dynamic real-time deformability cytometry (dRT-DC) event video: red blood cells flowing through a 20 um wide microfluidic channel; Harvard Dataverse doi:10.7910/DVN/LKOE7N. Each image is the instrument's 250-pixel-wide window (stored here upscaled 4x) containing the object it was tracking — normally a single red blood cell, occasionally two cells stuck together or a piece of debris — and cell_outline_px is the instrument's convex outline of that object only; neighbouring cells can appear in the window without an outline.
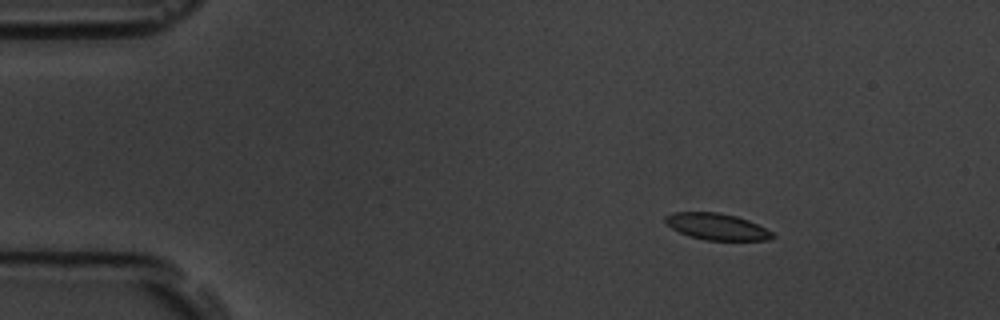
{"species": "common noctule bat (a hibernating species)", "species_latin": "Nyctalus noctula", "temperature_condition": "room temperature", "stored_images_in_passage": 16, "camera_frame_rate_fps": 3000, "um_per_image_px": 0.085, "animal": {"sex": "male", "body_mass_g": 19.5, "forearm_length_mm": 54.6}, "frame": {"image": 1, "passage_image": 2, "time_ms": 1.333, "image_size_px": [1000, 320], "cell_outline_px": [[776, 236], [768, 240], [704, 240], [688, 236], [672, 228], [664, 220], [664, 216], [672, 212], [716, 212], [736, 216], [748, 220], [772, 232]], "centroid_in_image_um": [60.9, 19.26], "position_along_channel_um": 24.1, "area_um2": 16.47}}
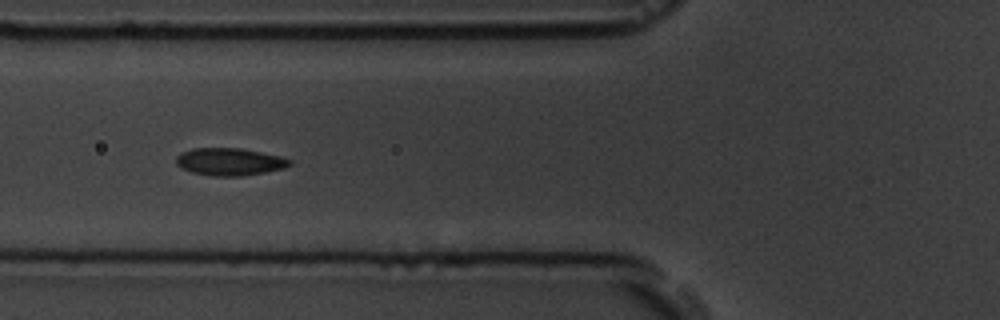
{"frame": {"image": 2, "passage_image": 6, "time_ms": 5.667, "image_size_px": [1000, 320], "cell_outline_px": [[292, 164], [284, 168], [264, 172], [240, 176], [212, 176], [192, 172], [180, 168], [176, 164], [176, 156], [180, 152], [192, 148], [240, 148], [280, 156], [292, 160]], "centroid_in_image_um": [19.48, 13.74], "position_along_channel_um": 106.3, "area_um2": 18.21}}
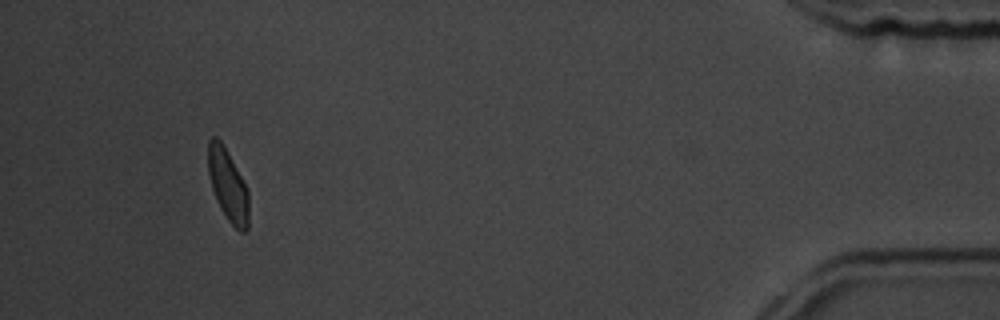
{"frame": {"image": 3, "passage_image": 15, "time_ms": 16.0, "image_size_px": [1000, 320], "cell_outline_px": [[248, 228], [244, 232], [240, 232], [228, 220], [220, 208], [216, 200], [212, 188], [208, 172], [208, 140], [212, 136], [216, 136], [220, 140], [240, 176], [248, 192]], "centroid_in_image_um": [19.35, 15.76], "position_along_channel_um": 415.9, "area_um2": 16.65}, "authors_computed_cell_mechanics": {"area_um2": 17.6868, "velocity_mm_per_s": 3.6639, "shape_relaxation_time_tau1_ms": 2.9129, "shape_relaxation_time_tau2_ms": null, "deformation_change_tau1": 0.0985, "deformation_change_tau2": null}}